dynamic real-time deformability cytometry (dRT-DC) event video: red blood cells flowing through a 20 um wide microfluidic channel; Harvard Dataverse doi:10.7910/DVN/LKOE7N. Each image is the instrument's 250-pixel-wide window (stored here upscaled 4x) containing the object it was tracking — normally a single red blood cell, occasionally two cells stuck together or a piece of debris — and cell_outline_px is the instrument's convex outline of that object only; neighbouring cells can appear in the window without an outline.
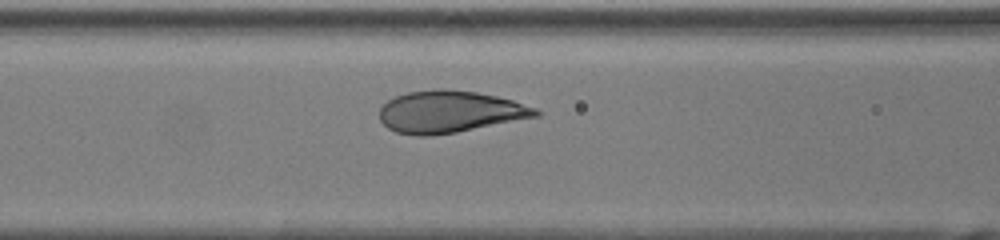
{"species": "human", "species_latin": "Homo sapiens", "temperature_condition": "room temperature", "stored_images_in_passage": 13, "camera_frame_rate_fps": 3000, "um_per_image_px": 0.085, "donor": {"sex": "female"}, "frame": {"image": 1, "passage_image": 5, "time_ms": 1.333, "image_size_px": [1000, 240], "cell_outline_px": [[532, 112], [516, 116], [448, 132], [404, 132], [424, 92], [460, 92], [484, 96], [504, 100], [516, 104]], "centroid_in_image_um": [39.01, 9.5], "position_along_channel_um": 127.6, "area_um2": 24.16}}